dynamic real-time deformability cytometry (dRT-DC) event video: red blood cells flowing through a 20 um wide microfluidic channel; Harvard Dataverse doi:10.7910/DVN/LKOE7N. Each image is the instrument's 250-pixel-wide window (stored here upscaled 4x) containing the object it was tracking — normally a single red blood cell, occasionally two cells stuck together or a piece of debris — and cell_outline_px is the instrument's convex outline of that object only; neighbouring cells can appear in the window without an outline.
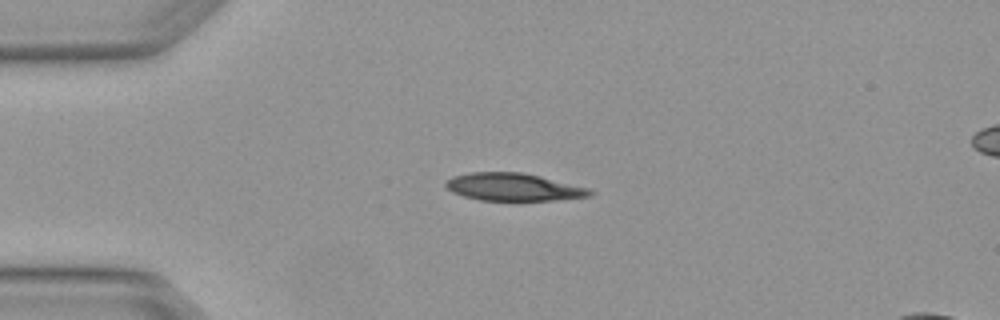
{"species": "Egyptian fruit bat (a non-hibernating species)", "species_latin": "Rousettus aegyptiacus", "temperature_condition": "warm", "stored_images_in_passage": 2, "camera_frame_rate_fps": 3000, "um_per_image_px": 0.085, "animal": {"sex": "female"}, "frame": {"image": 1, "passage_image": 1, "time_ms": 0.0, "image_size_px": [1000, 320], "cell_outline_px": [[596, 192], [592, 196], [556, 200], [480, 200], [464, 196], [452, 192], [444, 184], [444, 180], [452, 176], [472, 172], [524, 172], [592, 188]], "centroid_in_image_um": [43.7, 15.89], "position_along_channel_um": 41.3, "area_um2": 23.52}}